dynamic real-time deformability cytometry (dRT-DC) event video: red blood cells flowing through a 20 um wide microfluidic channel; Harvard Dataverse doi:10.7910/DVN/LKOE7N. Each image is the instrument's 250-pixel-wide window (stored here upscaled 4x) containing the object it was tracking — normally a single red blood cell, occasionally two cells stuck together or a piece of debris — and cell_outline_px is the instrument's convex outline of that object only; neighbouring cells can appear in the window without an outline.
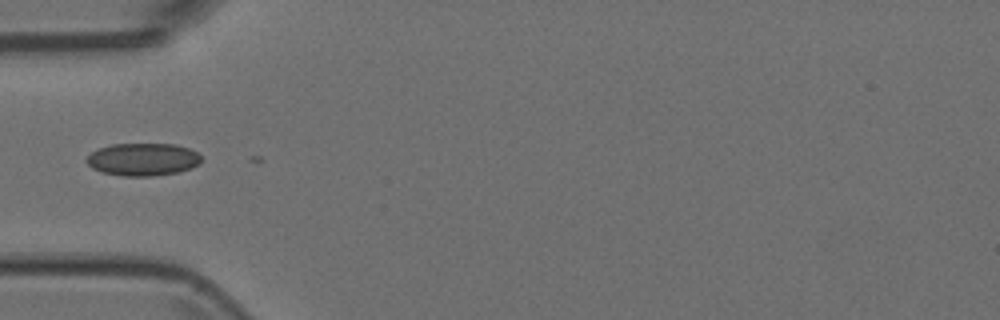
{"species": "Egyptian fruit bat (a non-hibernating species)", "species_latin": "Rousettus aegyptiacus", "temperature_condition": "room temperature", "stored_images_in_passage": 2, "camera_frame_rate_fps": 3000, "um_per_image_px": 0.085, "animal": {"sex": "female"}, "frame": {"image": 1, "passage_image": 1, "time_ms": 0.0, "image_size_px": [1000, 320], "cell_outline_px": [[200, 164], [192, 168], [176, 172], [152, 176], [124, 176], [100, 172], [92, 168], [84, 160], [92, 152], [100, 148], [112, 144], [176, 144], [188, 148], [196, 152], [200, 156]], "centroid_in_image_um": [12.13, 13.55], "position_along_channel_um": 72.9, "area_um2": 21.79}}
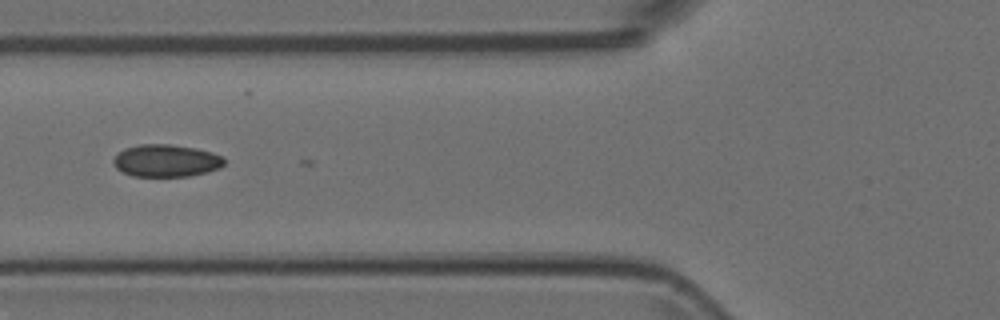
{"frame": {"image": 2, "passage_image": 2, "time_ms": 0.333, "image_size_px": [1000, 320], "cell_outline_px": [[224, 164], [220, 168], [208, 172], [188, 176], [132, 176], [116, 168], [112, 164], [112, 160], [116, 152], [124, 148], [140, 144], [168, 144], [196, 148], [212, 152], [220, 156], [224, 160]], "centroid_in_image_um": [14.08, 13.65], "position_along_channel_um": 111.7, "area_um2": 21.04}}